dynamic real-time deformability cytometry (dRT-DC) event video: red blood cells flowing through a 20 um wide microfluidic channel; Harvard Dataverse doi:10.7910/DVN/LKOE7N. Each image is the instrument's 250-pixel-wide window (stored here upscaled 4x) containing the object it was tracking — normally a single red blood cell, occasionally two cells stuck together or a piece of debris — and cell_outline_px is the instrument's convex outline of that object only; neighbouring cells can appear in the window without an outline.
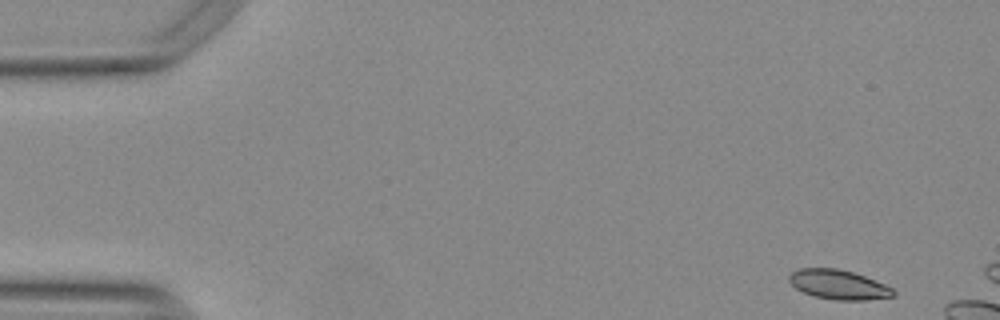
{"species": "Egyptian fruit bat (a non-hibernating species)", "species_latin": "Rousettus aegyptiacus", "temperature_condition": "warm", "stored_images_in_passage": 9, "camera_frame_rate_fps": 3000, "um_per_image_px": 0.085, "animal": {"sex": "female"}, "frame": {"image": 1, "passage_image": 1, "time_ms": 0.0, "image_size_px": [1000, 320], "cell_outline_px": [[896, 296], [868, 300], [836, 300], [812, 296], [796, 288], [788, 280], [788, 276], [792, 272], [800, 268], [836, 268], [852, 272], [864, 276], [884, 284], [892, 288], [896, 292]], "centroid_in_image_um": [71.28, 24.2], "position_along_channel_um": 13.7, "area_um2": 17.92}}